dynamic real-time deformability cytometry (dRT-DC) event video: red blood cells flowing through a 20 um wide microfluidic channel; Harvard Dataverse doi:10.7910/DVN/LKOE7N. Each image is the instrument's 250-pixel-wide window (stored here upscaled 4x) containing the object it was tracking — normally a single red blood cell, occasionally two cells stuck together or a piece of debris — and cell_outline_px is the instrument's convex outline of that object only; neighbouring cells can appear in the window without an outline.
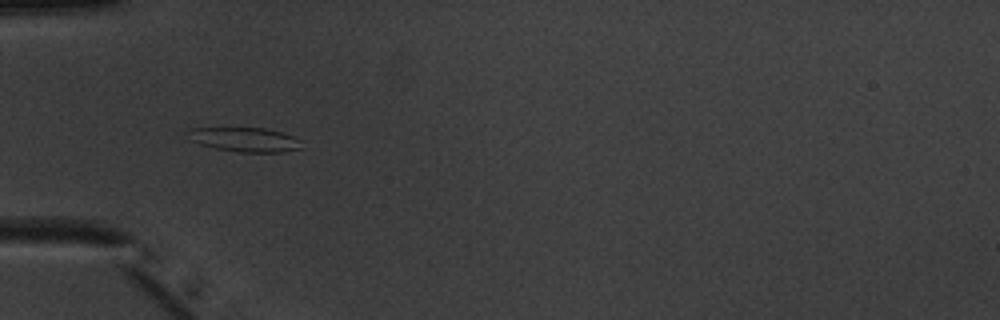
{"species": "common noctule bat (a hibernating species)", "species_latin": "Nyctalus noctula", "temperature_condition": "warm", "stored_images_in_passage": 52, "camera_frame_rate_fps": 3000, "um_per_image_px": 0.085, "animal": {"sex": "male", "body_mass_g": 20.1, "forearm_length_mm": 53.5}, "frame": {"image": 1, "passage_image": 18, "time_ms": 5.667, "image_size_px": [1000, 320], "cell_outline_px": [[304, 148], [280, 152], [236, 152], [216, 148], [200, 144], [188, 140], [192, 128], [264, 128], [280, 132], [304, 140]], "centroid_in_image_um": [20.9, 11.88], "position_along_channel_um": 64.1, "area_um2": 16.13}}
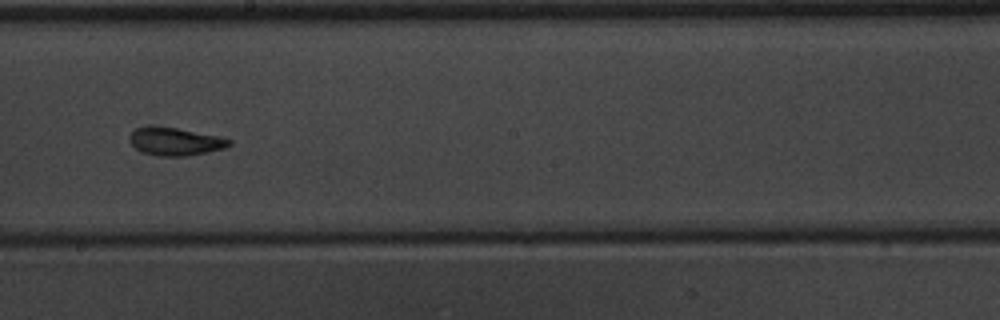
{"frame": {"image": 2, "passage_image": 31, "time_ms": 10.0, "image_size_px": [1000, 320], "cell_outline_px": [[232, 144], [224, 148], [208, 152], [188, 156], [160, 156], [144, 152], [136, 148], [128, 140], [128, 136], [136, 128], [176, 128], [220, 136], [232, 140]], "centroid_in_image_um": [14.95, 12.05], "position_along_channel_um": 233.3, "area_um2": 15.84}}
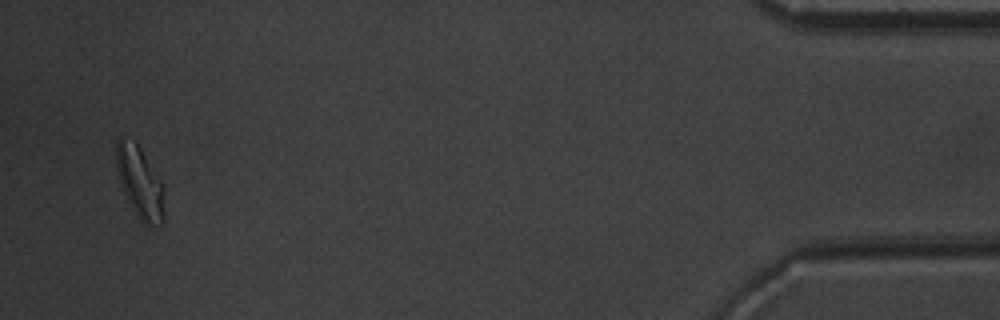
{"frame": {"image": 3, "passage_image": 51, "time_ms": 16.667, "image_size_px": [1000, 320], "cell_outline_px": [[164, 224], [148, 228], [140, 220], [132, 208], [120, 188], [116, 168], [116, 140], [120, 136], [136, 140], [164, 184]], "centroid_in_image_um": [11.9, 15.51], "position_along_channel_um": 423.3, "area_um2": 21.04}, "authors_computed_cell_mechanics": {"area_um2": 16.8487, "velocity_mm_per_s": 3.9555, "shape_relaxation_time_tau1_ms": 4.947, "shape_relaxation_time_tau2_ms": 2.4416, "deformation_change_tau1": 0.1369, "deformation_change_tau2": 0.0905}}